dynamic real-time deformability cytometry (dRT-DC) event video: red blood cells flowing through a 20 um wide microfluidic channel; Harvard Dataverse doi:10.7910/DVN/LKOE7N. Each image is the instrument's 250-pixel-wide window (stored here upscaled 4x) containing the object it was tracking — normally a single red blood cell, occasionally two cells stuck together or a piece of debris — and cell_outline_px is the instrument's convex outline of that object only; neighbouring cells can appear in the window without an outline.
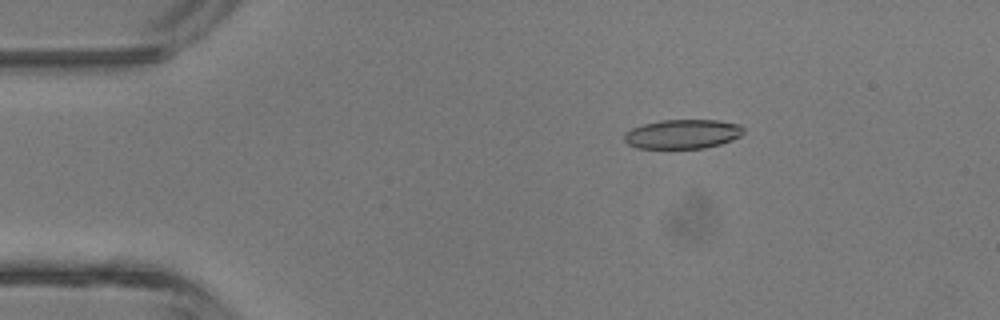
{"species": "common noctule bat (a hibernating species)", "species_latin": "Nyctalus noctula", "temperature_condition": "room temperature", "stored_images_in_passage": 10, "camera_frame_rate_fps": 3000, "um_per_image_px": 0.085, "animal": {"sex": "male", "body_mass_g": 13.3}, "frame": {"image": 1, "passage_image": 8, "time_ms": 2.333, "image_size_px": [1000, 320], "cell_outline_px": [[744, 132], [740, 136], [732, 140], [720, 144], [704, 148], [636, 148], [628, 144], [624, 140], [624, 136], [632, 128], [644, 124], [660, 120], [720, 120], [740, 124], [744, 128]], "centroid_in_image_um": [58.06, 11.39], "position_along_channel_um": 26.9, "area_um2": 20.35}}